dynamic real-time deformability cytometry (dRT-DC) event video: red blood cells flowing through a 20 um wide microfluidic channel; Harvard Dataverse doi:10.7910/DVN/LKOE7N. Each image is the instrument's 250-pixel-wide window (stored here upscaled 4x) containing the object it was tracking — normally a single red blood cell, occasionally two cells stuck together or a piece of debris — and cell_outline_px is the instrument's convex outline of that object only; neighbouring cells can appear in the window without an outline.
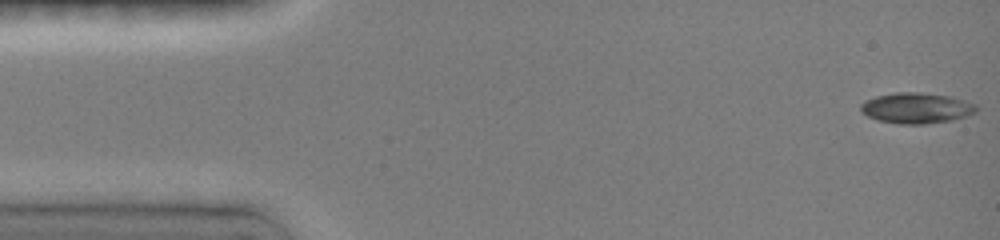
{"species": "common noctule bat (a hibernating species)", "species_latin": "Nyctalus noctula", "temperature_condition": "room temperature", "stored_images_in_passage": 26, "camera_frame_rate_fps": 3000, "um_per_image_px": 0.085, "animal": {"sex": "female", "body_mass_g": 19.0, "forearm_length_mm": 51.5}, "frame": {"image": 1, "passage_image": 1, "time_ms": 0.0, "image_size_px": [1000, 240], "cell_outline_px": [[976, 112], [952, 120], [924, 124], [900, 124], [880, 120], [868, 116], [860, 112], [860, 104], [864, 100], [876, 96], [896, 92], [920, 92], [948, 96], [964, 100], [976, 104]], "centroid_in_image_um": [77.86, 9.18], "position_along_channel_um": 7.1, "area_um2": 20.58}}
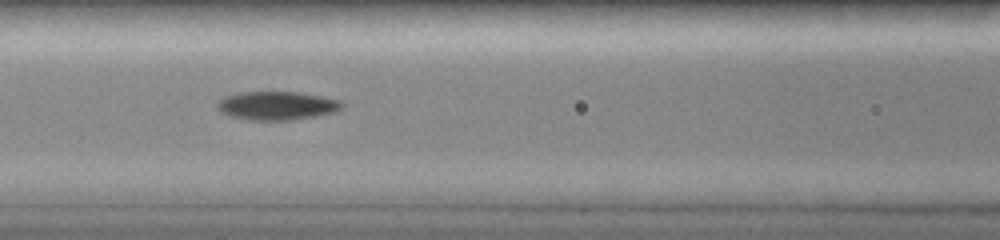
{"frame": {"image": 2, "passage_image": 15, "time_ms": 6.333, "image_size_px": [1000, 240], "cell_outline_px": [[344, 104], [336, 112], [316, 116], [292, 120], [248, 120], [228, 116], [220, 112], [216, 108], [216, 104], [220, 100], [228, 96], [244, 92], [296, 92], [320, 96], [340, 100]], "centroid_in_image_um": [23.53, 9.0], "position_along_channel_um": 143.1, "area_um2": 20.69}}
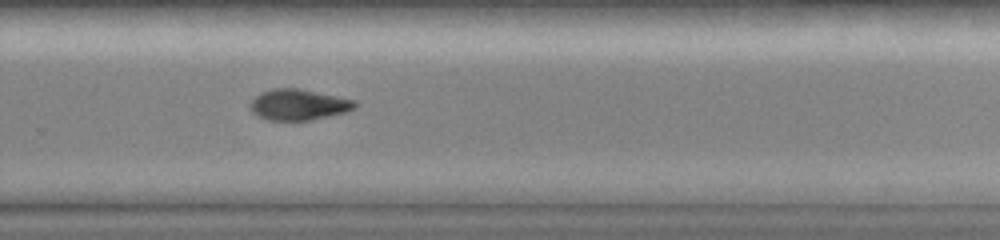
{"frame": {"image": 3, "passage_image": 24, "time_ms": 10.333, "image_size_px": [1000, 240], "cell_outline_px": [[360, 104], [356, 108], [344, 112], [328, 116], [308, 120], [268, 120], [252, 112], [252, 100], [260, 92], [276, 88], [300, 88], [356, 100]], "centroid_in_image_um": [25.43, 8.88], "position_along_channel_um": 304.4, "area_um2": 18.73}}